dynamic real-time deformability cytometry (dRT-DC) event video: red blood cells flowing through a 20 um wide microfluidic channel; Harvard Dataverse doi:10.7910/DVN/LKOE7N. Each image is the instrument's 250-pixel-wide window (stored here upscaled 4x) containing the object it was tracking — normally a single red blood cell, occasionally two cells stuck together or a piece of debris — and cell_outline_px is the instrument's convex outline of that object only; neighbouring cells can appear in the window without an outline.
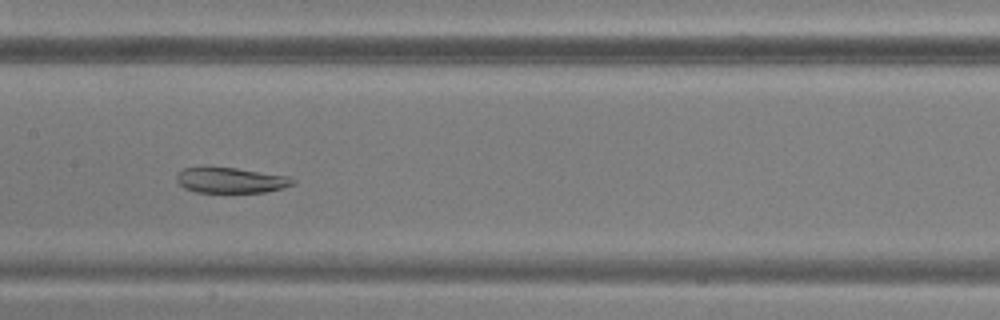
{"species": "common noctule bat (a hibernating species)", "species_latin": "Nyctalus noctula", "temperature_condition": "warm", "stored_images_in_passage": 49, "camera_frame_rate_fps": 3000, "um_per_image_px": 0.085, "animal": {"sex": "male", "body_mass_g": 20.5, "forearm_length_mm": 52.5}, "frame": {"image": 1, "passage_image": 24, "time_ms": 7.667, "image_size_px": [1000, 320], "cell_outline_px": [[296, 184], [264, 192], [196, 192], [184, 188], [176, 180], [176, 176], [184, 168], [204, 164], [236, 168], [288, 176], [296, 180]], "centroid_in_image_um": [19.56, 15.28], "position_along_channel_um": 187.8, "area_um2": 17.69}}
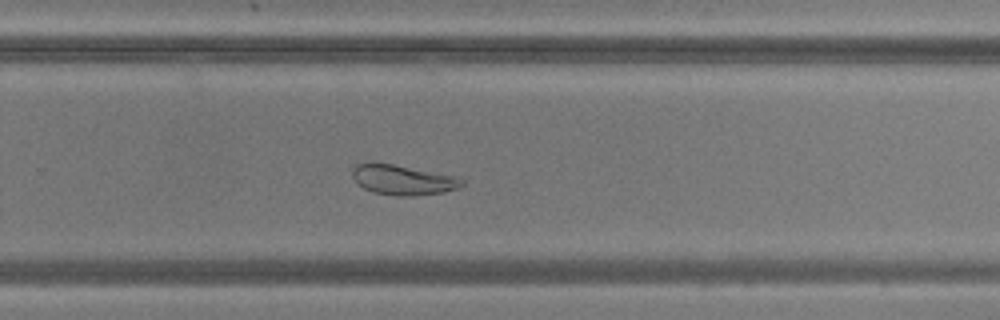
{"frame": {"image": 2, "passage_image": 32, "time_ms": 10.333, "image_size_px": [1000, 320], "cell_outline_px": [[464, 184], [456, 188], [444, 192], [408, 196], [396, 196], [372, 192], [364, 188], [352, 176], [352, 168], [356, 164], [392, 164], [456, 176], [464, 180]], "centroid_in_image_um": [34.26, 15.3], "position_along_channel_um": 295.5, "area_um2": 18.73}}
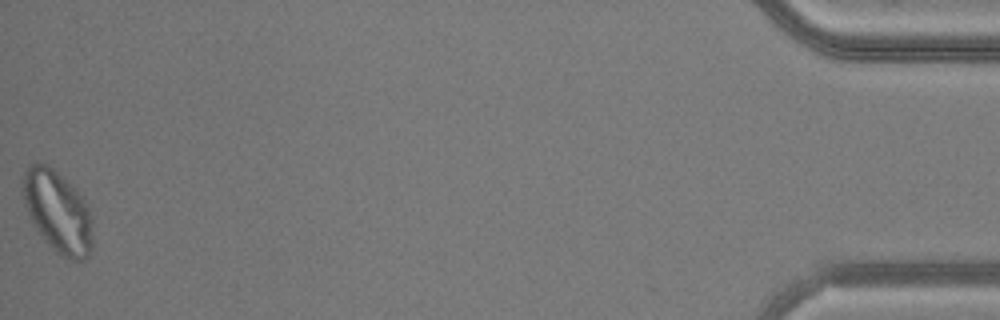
{"frame": {"image": 3, "passage_image": 49, "time_ms": 16.0, "image_size_px": [1000, 320], "cell_outline_px": [[92, 248], [88, 256], [84, 260], [68, 260], [60, 256], [44, 240], [32, 224], [24, 204], [20, 192], [24, 172], [28, 164], [36, 160], [48, 164], [72, 184], [88, 204], [92, 216]], "centroid_in_image_um": [4.88, 17.96], "position_along_channel_um": 430.3, "area_um2": 34.39}}